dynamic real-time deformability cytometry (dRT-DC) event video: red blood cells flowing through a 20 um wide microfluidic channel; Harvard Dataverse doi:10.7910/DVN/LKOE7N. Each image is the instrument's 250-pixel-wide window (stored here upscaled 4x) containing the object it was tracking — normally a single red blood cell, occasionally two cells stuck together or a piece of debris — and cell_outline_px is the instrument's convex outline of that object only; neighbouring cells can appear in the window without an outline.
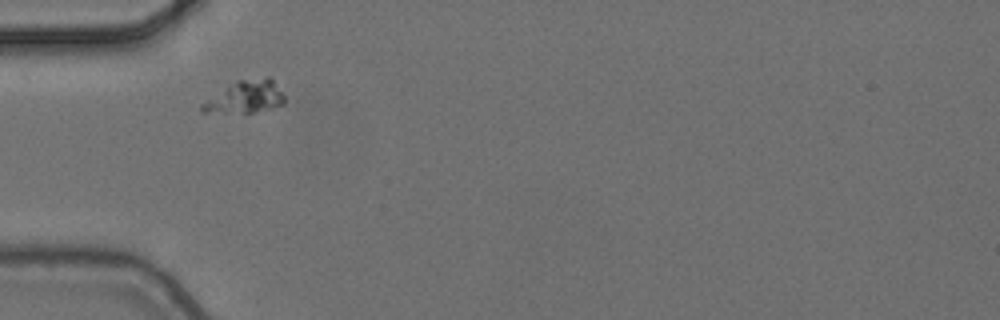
{"species": "common noctule bat (a hibernating species)", "species_latin": "Nyctalus noctula", "temperature_condition": "cold", "stored_images_in_passage": 3, "camera_frame_rate_fps": 3000, "um_per_image_px": 0.085, "animal": {"sex": "female", "body_mass_g": 24.6, "forearm_length_mm": 56.2}, "frame": {"image": 1, "passage_image": 2, "time_ms": 0.333, "image_size_px": [1000, 320], "cell_outline_px": [[284, 104], [272, 108], [252, 112], [200, 112], [200, 104], [236, 80], [268, 76], [272, 80], [284, 96]], "centroid_in_image_um": [20.85, 8.23], "position_along_channel_um": 64.2, "area_um2": 15.32}}
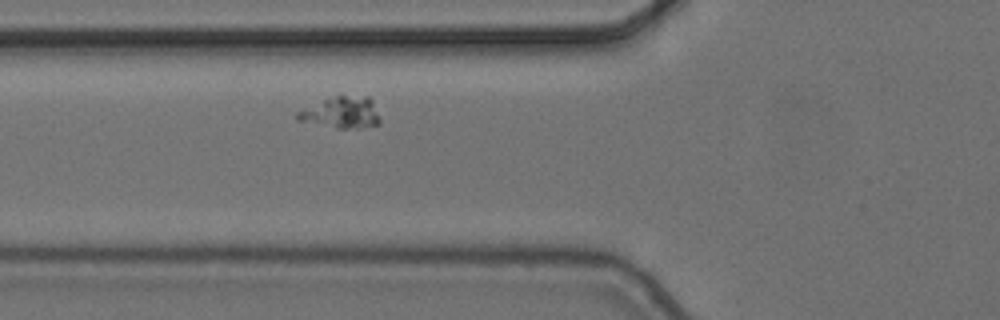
{"frame": {"image": 2, "passage_image": 3, "time_ms": 0.667, "image_size_px": [1000, 320], "cell_outline_px": [[380, 124], [360, 128], [336, 128], [296, 120], [296, 112], [340, 92], [368, 96], [372, 100], [380, 120]], "centroid_in_image_um": [29.03, 9.52], "position_along_channel_um": 96.8, "area_um2": 15.61}}